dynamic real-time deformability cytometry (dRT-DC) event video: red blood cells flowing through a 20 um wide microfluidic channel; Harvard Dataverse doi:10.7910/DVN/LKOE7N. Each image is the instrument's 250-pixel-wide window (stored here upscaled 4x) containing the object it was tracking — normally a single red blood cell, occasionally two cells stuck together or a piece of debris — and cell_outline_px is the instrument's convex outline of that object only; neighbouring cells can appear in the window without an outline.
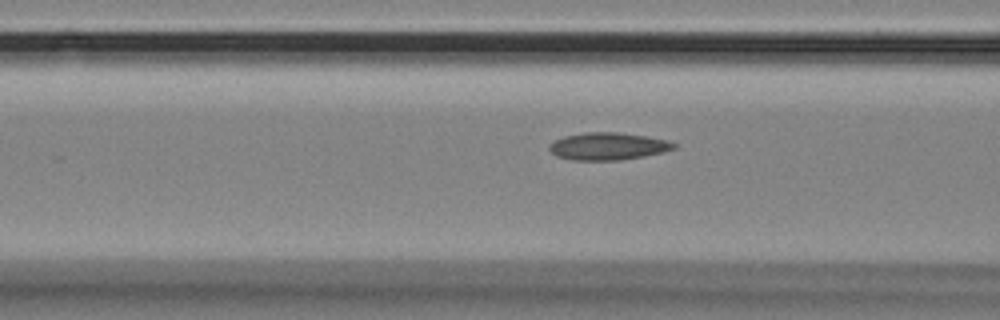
{"species": "Egyptian fruit bat (a non-hibernating species)", "species_latin": "Rousettus aegyptiacus", "temperature_condition": "room temperature", "stored_images_in_passage": 32, "camera_frame_rate_fps": 3000, "um_per_image_px": 0.085, "animal": {"sex": "female"}, "frame": {"image": 1, "passage_image": 17, "time_ms": 5.333, "image_size_px": [1000, 320], "cell_outline_px": [[676, 148], [664, 152], [644, 156], [620, 160], [572, 160], [556, 156], [548, 148], [548, 144], [564, 136], [584, 132], [616, 132], [644, 136], [668, 140], [676, 144]], "centroid_in_image_um": [51.67, 12.43], "position_along_channel_um": 114.9, "area_um2": 19.88}}
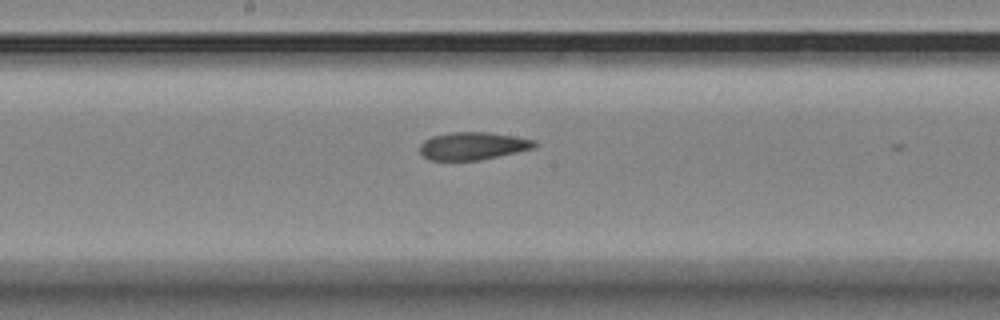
{"frame": {"image": 2, "passage_image": 25, "time_ms": 8.0, "image_size_px": [1000, 320], "cell_outline_px": [[540, 144], [536, 148], [480, 160], [428, 160], [420, 152], [420, 144], [424, 140], [432, 136], [452, 132], [488, 132], [536, 140]], "centroid_in_image_um": [40.22, 12.4], "position_along_channel_um": 208.0, "area_um2": 18.61}}
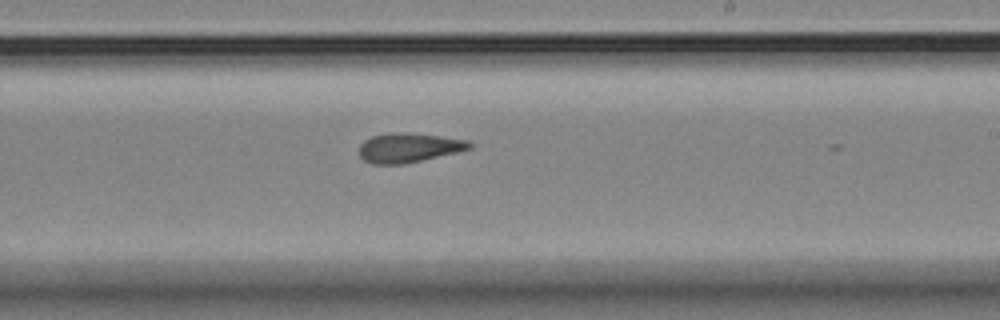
{"frame": {"image": 3, "passage_image": 29, "time_ms": 9.333, "image_size_px": [1000, 320], "cell_outline_px": [[472, 148], [456, 152], [404, 164], [372, 164], [364, 160], [360, 156], [360, 144], [364, 140], [372, 136], [392, 132], [408, 132], [440, 136], [468, 140], [472, 144]], "centroid_in_image_um": [34.72, 12.54], "position_along_channel_um": 254.3, "area_um2": 18.84}}